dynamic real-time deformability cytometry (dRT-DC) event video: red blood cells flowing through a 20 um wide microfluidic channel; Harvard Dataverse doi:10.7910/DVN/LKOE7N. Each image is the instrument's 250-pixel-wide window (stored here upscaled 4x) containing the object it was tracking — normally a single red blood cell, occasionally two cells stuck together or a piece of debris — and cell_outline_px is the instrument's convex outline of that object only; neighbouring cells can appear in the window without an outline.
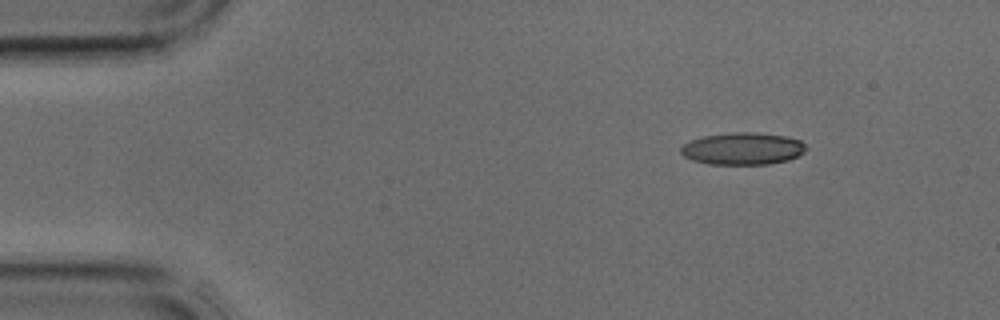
{"species": "common noctule bat (a hibernating species)", "species_latin": "Nyctalus noctula", "temperature_condition": "cold", "stored_images_in_passage": 2, "camera_frame_rate_fps": 3000, "um_per_image_px": 0.085, "animal": {"sex": "male", "body_mass_g": 17.9, "forearm_length_mm": 54.2}, "frame": {"image": 1, "passage_image": 2, "time_ms": 0.333, "image_size_px": [1000, 320], "cell_outline_px": [[808, 148], [804, 152], [788, 160], [768, 164], [708, 164], [692, 160], [684, 156], [680, 152], [680, 148], [684, 144], [692, 140], [704, 136], [732, 132], [756, 132], [784, 136], [800, 140]], "centroid_in_image_um": [63.13, 12.63], "position_along_channel_um": 21.9, "area_um2": 23.41}}